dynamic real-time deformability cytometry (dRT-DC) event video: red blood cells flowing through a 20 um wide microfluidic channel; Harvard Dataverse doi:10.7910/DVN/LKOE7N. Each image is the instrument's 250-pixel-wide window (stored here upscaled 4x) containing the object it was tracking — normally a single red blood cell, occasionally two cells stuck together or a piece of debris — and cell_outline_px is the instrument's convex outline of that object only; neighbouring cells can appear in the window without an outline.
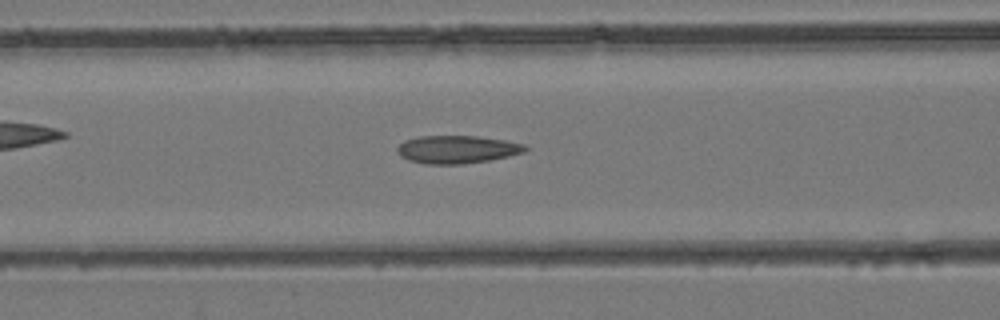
{"species": "common noctule bat (a hibernating species)", "species_latin": "Nyctalus noctula", "temperature_condition": "room temperature", "stored_images_in_passage": 36, "camera_frame_rate_fps": 3000, "um_per_image_px": 0.085, "animal": {"sex": "female", "body_mass_g": 24.6, "forearm_length_mm": 56.2}, "frame": {"image": 1, "passage_image": 18, "time_ms": 5.667, "image_size_px": [1000, 320], "cell_outline_px": [[528, 148], [524, 152], [508, 156], [488, 160], [460, 164], [424, 164], [408, 160], [400, 156], [396, 152], [396, 148], [404, 140], [420, 136], [476, 136], [504, 140], [524, 144]], "centroid_in_image_um": [38.8, 12.7], "position_along_channel_um": 127.8, "area_um2": 20.75}}
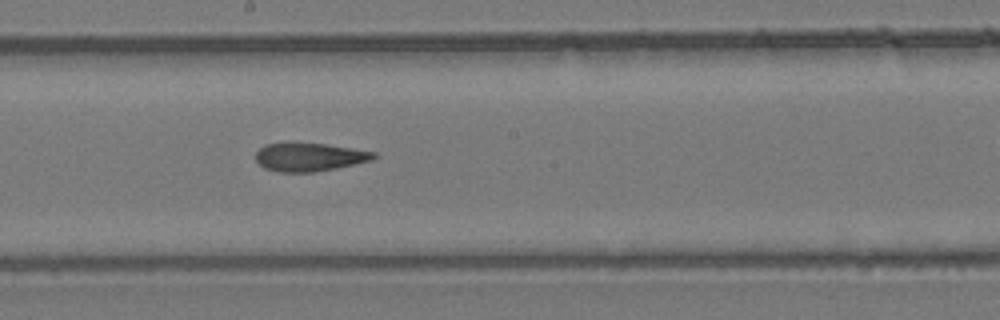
{"frame": {"image": 2, "passage_image": 24, "time_ms": 7.667, "image_size_px": [1000, 320], "cell_outline_px": [[376, 156], [372, 160], [336, 168], [312, 172], [280, 172], [264, 168], [256, 160], [256, 152], [264, 144], [284, 140], [288, 140], [324, 144], [352, 148], [376, 152]], "centroid_in_image_um": [26.23, 13.3], "position_along_channel_um": 222.0, "area_um2": 20.0}}
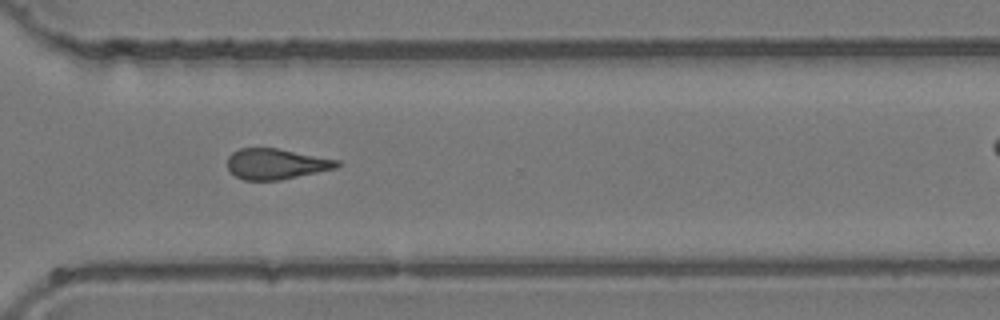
{"frame": {"image": 3, "passage_image": 32, "time_ms": 10.333, "image_size_px": [1000, 320], "cell_outline_px": [[344, 164], [336, 168], [280, 180], [244, 180], [236, 176], [228, 168], [228, 156], [232, 152], [240, 148], [276, 148], [340, 160]], "centroid_in_image_um": [23.5, 13.93], "position_along_channel_um": 347.1, "area_um2": 19.54}}